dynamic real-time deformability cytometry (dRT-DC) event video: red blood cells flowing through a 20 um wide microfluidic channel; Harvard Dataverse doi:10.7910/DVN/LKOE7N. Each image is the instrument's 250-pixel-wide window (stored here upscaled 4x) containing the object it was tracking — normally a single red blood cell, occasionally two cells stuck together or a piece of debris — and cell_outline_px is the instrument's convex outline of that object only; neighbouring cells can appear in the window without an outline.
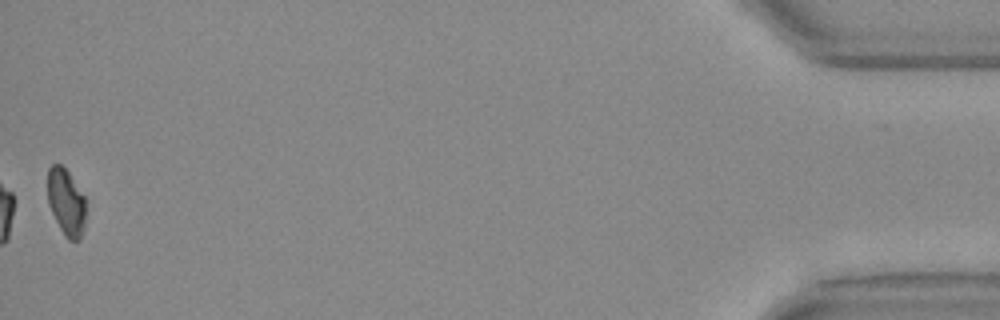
{"species": "Egyptian fruit bat (a non-hibernating species)", "species_latin": "Rousettus aegyptiacus", "temperature_condition": "warm", "stored_images_in_passage": 41, "camera_frame_rate_fps": 3000, "um_per_image_px": 0.085, "animal": {"sex": "female"}, "frame": {"image": 1, "passage_image": 41, "time_ms": 13.333, "image_size_px": [1000, 320], "cell_outline_px": [[84, 228], [80, 240], [68, 240], [64, 236], [48, 204], [48, 168], [52, 164], [60, 164], [68, 172], [84, 196]], "centroid_in_image_um": [5.61, 17.2], "position_along_channel_um": 429.6, "area_um2": 14.62}, "authors_computed_cell_mechanics": {"area_um2": 17.051, "velocity_mm_per_s": 3.778, "shape_relaxation_time_tau1_ms": 3.5716, "shape_relaxation_time_tau2_ms": 5.0095, "deformation_change_tau1": 0.1515, "deformation_change_tau2": 0.1044}}